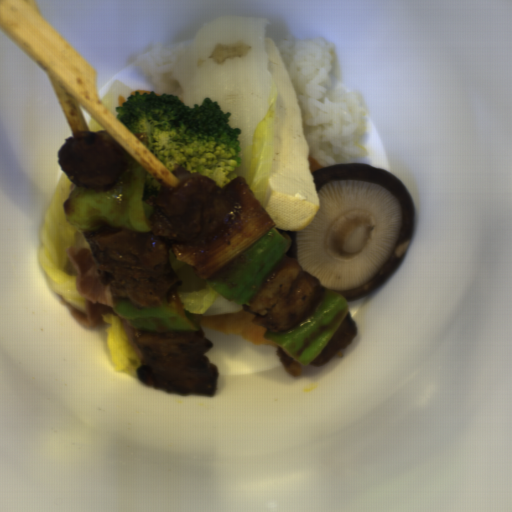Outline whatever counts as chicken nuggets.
Wrapping results in <instances>:
<instances>
[{
    "mask_svg": "<svg viewBox=\"0 0 512 512\" xmlns=\"http://www.w3.org/2000/svg\"><path fill=\"white\" fill-rule=\"evenodd\" d=\"M179 185L148 193L151 231L124 227L83 232L101 281L114 297L150 307L164 302L182 279L170 263L174 243L206 246L220 239L242 211L241 201L211 178L184 167L171 172Z\"/></svg>",
    "mask_w": 512,
    "mask_h": 512,
    "instance_id": "chicken-nuggets-1",
    "label": "chicken nuggets"
},
{
    "mask_svg": "<svg viewBox=\"0 0 512 512\" xmlns=\"http://www.w3.org/2000/svg\"><path fill=\"white\" fill-rule=\"evenodd\" d=\"M131 341L143 360L136 373L139 382L178 396H214L218 367L207 356L214 343L205 330L158 331L133 329Z\"/></svg>",
    "mask_w": 512,
    "mask_h": 512,
    "instance_id": "chicken-nuggets-2",
    "label": "chicken nuggets"
},
{
    "mask_svg": "<svg viewBox=\"0 0 512 512\" xmlns=\"http://www.w3.org/2000/svg\"><path fill=\"white\" fill-rule=\"evenodd\" d=\"M358 334L356 321L352 320L350 311L335 330L327 345L308 365L320 367L333 359L341 350L349 346Z\"/></svg>",
    "mask_w": 512,
    "mask_h": 512,
    "instance_id": "chicken-nuggets-5",
    "label": "chicken nuggets"
},
{
    "mask_svg": "<svg viewBox=\"0 0 512 512\" xmlns=\"http://www.w3.org/2000/svg\"><path fill=\"white\" fill-rule=\"evenodd\" d=\"M283 366L288 371L289 374L292 376H301L303 370L301 363L294 360L289 353L278 344L277 350H276Z\"/></svg>",
    "mask_w": 512,
    "mask_h": 512,
    "instance_id": "chicken-nuggets-6",
    "label": "chicken nuggets"
},
{
    "mask_svg": "<svg viewBox=\"0 0 512 512\" xmlns=\"http://www.w3.org/2000/svg\"><path fill=\"white\" fill-rule=\"evenodd\" d=\"M326 290L318 277L304 271L293 257L283 255L244 310L251 320L270 332L286 331L306 318L323 302Z\"/></svg>",
    "mask_w": 512,
    "mask_h": 512,
    "instance_id": "chicken-nuggets-3",
    "label": "chicken nuggets"
},
{
    "mask_svg": "<svg viewBox=\"0 0 512 512\" xmlns=\"http://www.w3.org/2000/svg\"><path fill=\"white\" fill-rule=\"evenodd\" d=\"M57 162L76 187L102 193L136 167V160L107 131L66 138Z\"/></svg>",
    "mask_w": 512,
    "mask_h": 512,
    "instance_id": "chicken-nuggets-4",
    "label": "chicken nuggets"
}]
</instances>
